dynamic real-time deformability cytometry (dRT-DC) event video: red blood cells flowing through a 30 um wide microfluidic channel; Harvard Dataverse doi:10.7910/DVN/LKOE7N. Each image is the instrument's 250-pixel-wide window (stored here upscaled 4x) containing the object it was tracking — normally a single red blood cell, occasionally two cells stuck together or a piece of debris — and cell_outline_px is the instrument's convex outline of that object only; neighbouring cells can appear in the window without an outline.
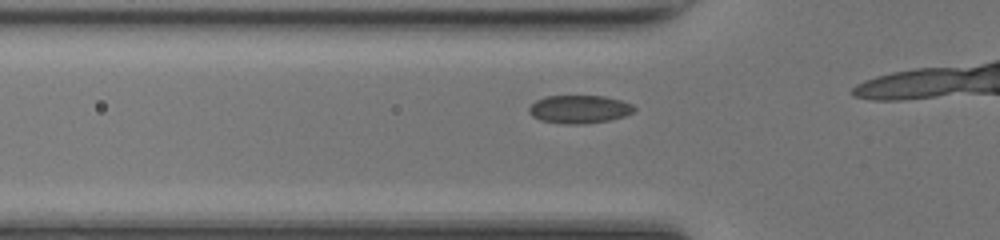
{"species": "common noctule bat (a hibernating species)", "species_latin": "Nyctalus noctula", "temperature_condition": "room temperature", "stored_images_in_passage": 11, "camera_frame_rate_fps": 3000, "um_per_image_px": 0.085, "animal": {"sex": "female", "body_mass_g": 17.0, "forearm_length_mm": 48.0}, "frame": {"image": 1, "passage_image": 7, "time_ms": 2.0, "image_size_px": [1000, 240], "cell_outline_px": [[636, 108], [632, 112], [624, 116], [612, 120], [584, 124], [564, 124], [540, 120], [532, 116], [528, 112], [528, 108], [536, 100], [544, 96], [604, 96], [620, 100], [632, 104]], "centroid_in_image_um": [49.23, 9.29], "position_along_channel_um": 76.6, "area_um2": 17.34}}
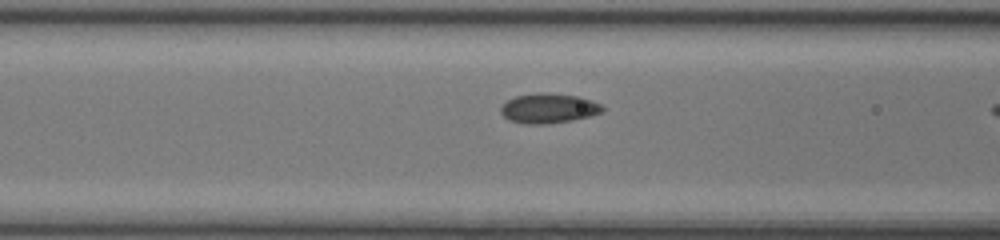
{"frame": {"image": 2, "passage_image": 10, "time_ms": 3.0, "image_size_px": [1000, 240], "cell_outline_px": [[604, 112], [572, 120], [544, 124], [524, 124], [508, 120], [500, 112], [500, 108], [508, 100], [516, 96], [536, 92], [548, 92], [580, 96], [592, 100], [600, 104], [604, 108]], "centroid_in_image_um": [46.63, 9.19], "position_along_channel_um": 120.0, "area_um2": 17.8}}